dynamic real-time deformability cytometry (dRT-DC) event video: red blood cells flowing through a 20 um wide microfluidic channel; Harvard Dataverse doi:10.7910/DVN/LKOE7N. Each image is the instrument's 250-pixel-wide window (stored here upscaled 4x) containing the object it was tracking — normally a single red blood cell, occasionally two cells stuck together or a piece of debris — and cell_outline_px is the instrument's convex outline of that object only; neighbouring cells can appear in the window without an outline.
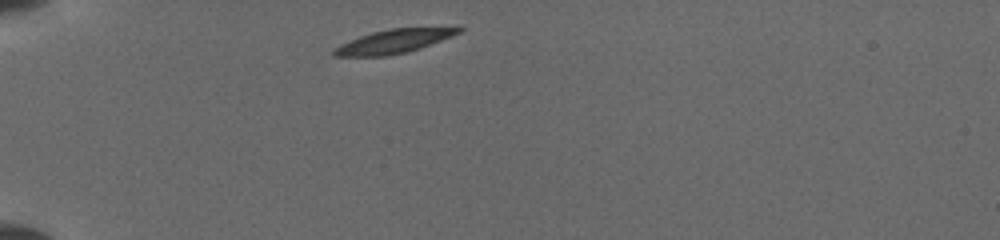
{"species": "common noctule bat (a hibernating species)", "species_latin": "Nyctalus noctula", "temperature_condition": "cold", "stored_images_in_passage": 6, "camera_frame_rate_fps": 3000, "um_per_image_px": 0.085, "animal": {"sex": "female", "body_mass_g": 19.5, "forearm_length_mm": 54.1}, "frame": {"image": 1, "passage_image": 1, "time_ms": 0.0, "image_size_px": [1000, 240], "cell_outline_px": [[464, 28], [460, 32], [420, 48], [408, 52], [384, 56], [332, 56], [332, 52], [340, 44], [360, 36], [372, 32], [392, 28]], "centroid_in_image_um": [33.39, 3.53], "position_along_channel_um": 51.6, "area_um2": 16.76}}
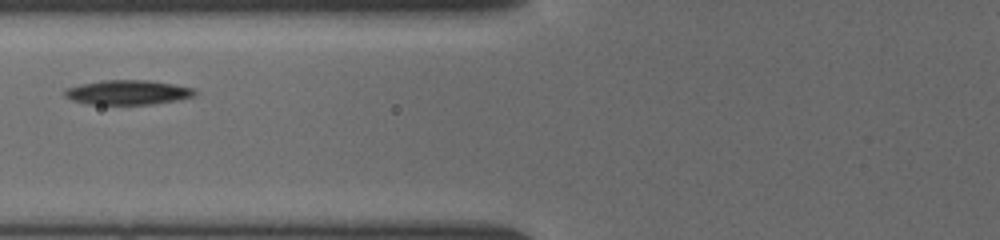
{"frame": {"image": 2, "passage_image": 4, "time_ms": 2.333, "image_size_px": [1000, 240], "cell_outline_px": [[196, 92], [192, 96], [176, 100], [152, 104], [88, 104], [72, 100], [64, 96], [64, 92], [68, 88], [80, 84], [104, 80], [148, 80], [196, 88]], "centroid_in_image_um": [10.85, 7.85], "position_along_channel_um": 114.9, "area_um2": 18.44}}
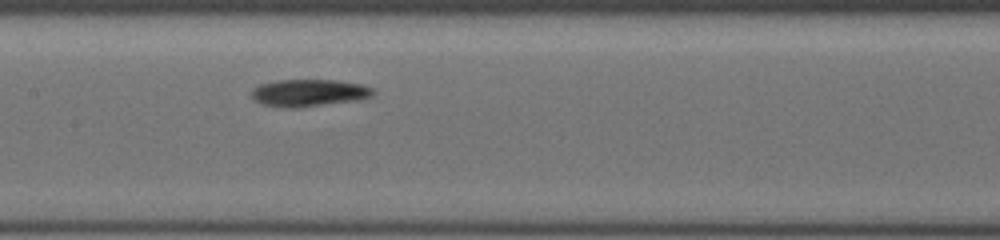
{"frame": {"image": 3, "passage_image": 6, "time_ms": 4.0, "image_size_px": [1000, 240], "cell_outline_px": [[376, 92], [372, 96], [352, 100], [320, 104], [264, 104], [256, 100], [252, 96], [252, 88], [260, 84], [276, 80], [336, 80], [360, 84], [372, 88]], "centroid_in_image_um": [26.3, 7.81], "position_along_channel_um": 181.1, "area_um2": 17.86}}